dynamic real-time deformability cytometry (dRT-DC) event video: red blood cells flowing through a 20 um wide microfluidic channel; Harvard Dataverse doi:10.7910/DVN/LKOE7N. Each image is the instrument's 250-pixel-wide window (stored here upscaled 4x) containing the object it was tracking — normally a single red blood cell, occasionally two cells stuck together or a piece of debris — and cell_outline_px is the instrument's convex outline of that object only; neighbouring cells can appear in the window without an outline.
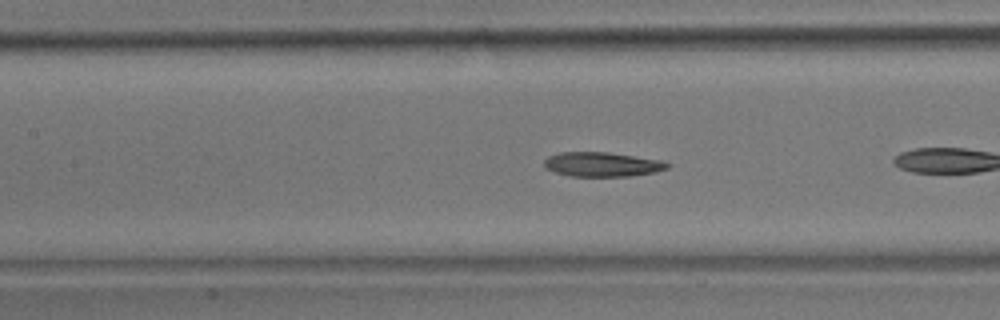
{"species": "common noctule bat (a hibernating species)", "species_latin": "Nyctalus noctula", "temperature_condition": "room temperature", "stored_images_in_passage": 26, "camera_frame_rate_fps": 3000, "um_per_image_px": 0.085, "animal": {"sex": "male", "body_mass_g": 17.9}, "frame": {"image": 1, "passage_image": 8, "time_ms": 2.333, "image_size_px": [1000, 320], "cell_outline_px": [[672, 164], [668, 168], [656, 172], [628, 176], [572, 176], [556, 172], [544, 168], [544, 160], [548, 156], [560, 152], [608, 152], [660, 160]], "centroid_in_image_um": [51.18, 13.97], "position_along_channel_um": 156.2, "area_um2": 17.51}}